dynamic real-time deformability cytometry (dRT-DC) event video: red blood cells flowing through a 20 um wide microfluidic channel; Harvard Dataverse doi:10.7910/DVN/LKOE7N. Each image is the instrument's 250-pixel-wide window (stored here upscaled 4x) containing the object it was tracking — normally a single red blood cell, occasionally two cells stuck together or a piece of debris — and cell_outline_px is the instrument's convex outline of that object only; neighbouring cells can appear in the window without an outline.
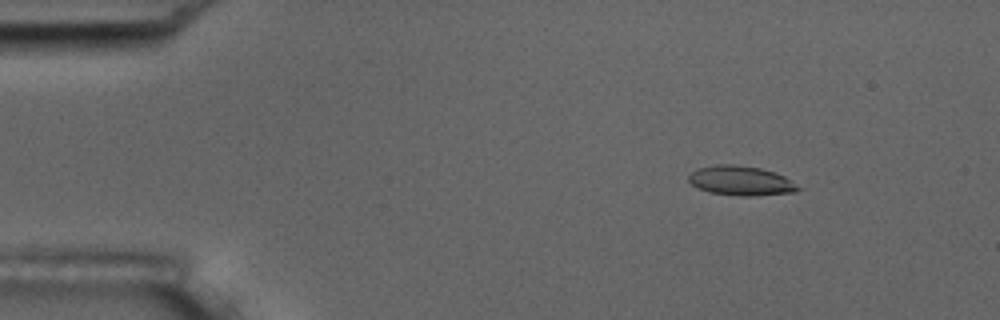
{"species": "common noctule bat (a hibernating species)", "species_latin": "Nyctalus noctula", "temperature_condition": "room temperature", "stored_images_in_passage": 5, "camera_frame_rate_fps": 3000, "um_per_image_px": 0.085, "animal": {"sex": "male", "body_mass_g": 17.5, "forearm_length_mm": 52.3}, "frame": {"image": 1, "passage_image": 3, "time_ms": 2.333, "image_size_px": [1000, 320], "cell_outline_px": [[804, 188], [796, 192], [756, 196], [740, 196], [708, 192], [696, 188], [688, 180], [688, 176], [696, 168], [716, 164], [732, 164], [760, 168], [776, 172], [784, 176]], "centroid_in_image_um": [62.99, 15.37], "position_along_channel_um": 22.0, "area_um2": 19.19}}